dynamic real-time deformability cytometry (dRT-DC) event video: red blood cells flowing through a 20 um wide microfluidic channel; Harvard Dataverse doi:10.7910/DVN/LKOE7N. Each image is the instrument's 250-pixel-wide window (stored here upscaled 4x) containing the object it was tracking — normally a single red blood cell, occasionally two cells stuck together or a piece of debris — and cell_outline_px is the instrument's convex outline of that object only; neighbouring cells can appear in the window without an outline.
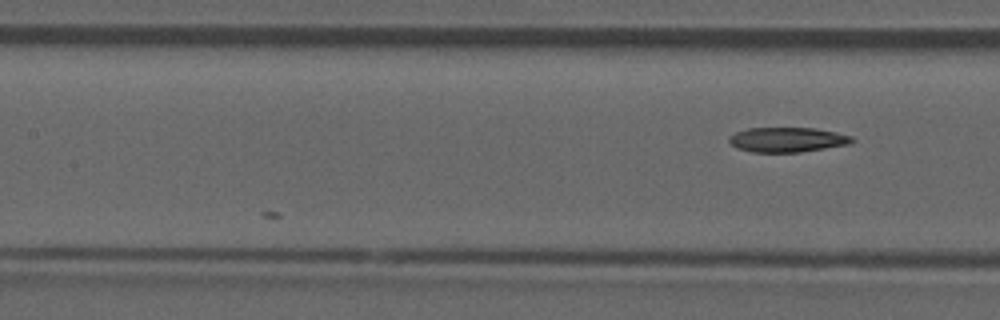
{"species": "common noctule bat (a hibernating species)", "species_latin": "Nyctalus noctula", "temperature_condition": "room temperature", "stored_images_in_passage": 8, "camera_frame_rate_fps": 3000, "um_per_image_px": 0.085, "animal": {"sex": "male", "forearm_length_mm": 52.5}, "frame": {"image": 1, "passage_image": 8, "time_ms": 2.333, "image_size_px": [1000, 320], "cell_outline_px": [[856, 140], [848, 144], [800, 152], [752, 152], [736, 148], [728, 140], [728, 136], [736, 132], [748, 128], [816, 128], [836, 132], [852, 136]], "centroid_in_image_um": [66.91, 11.87], "position_along_channel_um": 140.5, "area_um2": 17.74}}